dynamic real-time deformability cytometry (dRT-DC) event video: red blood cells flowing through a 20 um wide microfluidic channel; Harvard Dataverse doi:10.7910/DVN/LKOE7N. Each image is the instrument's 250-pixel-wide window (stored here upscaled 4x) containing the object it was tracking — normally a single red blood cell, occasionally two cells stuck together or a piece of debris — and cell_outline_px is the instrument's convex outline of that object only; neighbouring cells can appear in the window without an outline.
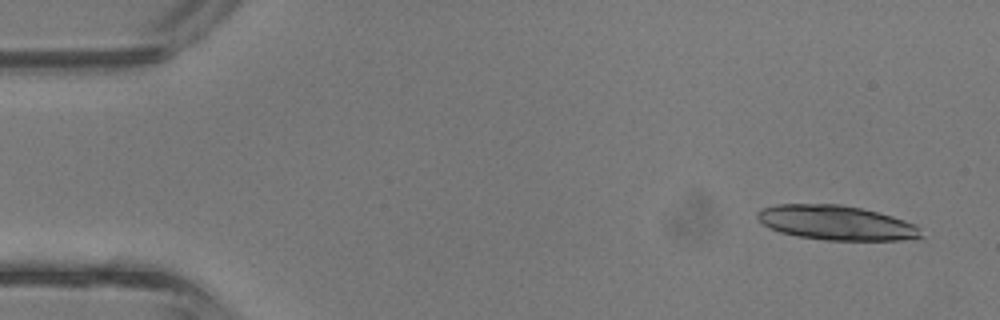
{"species": "common noctule bat (a hibernating species)", "species_latin": "Nyctalus noctula", "temperature_condition": "room temperature", "stored_images_in_passage": 3, "camera_frame_rate_fps": 3000, "um_per_image_px": 0.085, "animal": {"sex": "male", "body_mass_g": 13.3}, "frame": {"image": 1, "passage_image": 1, "time_ms": 0.0, "image_size_px": [1000, 320], "cell_outline_px": [[924, 236], [904, 240], [824, 240], [796, 236], [780, 232], [764, 224], [756, 216], [756, 212], [764, 208], [776, 204], [840, 204], [860, 208], [892, 216], [916, 224], [920, 228]], "centroid_in_image_um": [71.1, 18.94], "position_along_channel_um": 13.9, "area_um2": 32.89}}